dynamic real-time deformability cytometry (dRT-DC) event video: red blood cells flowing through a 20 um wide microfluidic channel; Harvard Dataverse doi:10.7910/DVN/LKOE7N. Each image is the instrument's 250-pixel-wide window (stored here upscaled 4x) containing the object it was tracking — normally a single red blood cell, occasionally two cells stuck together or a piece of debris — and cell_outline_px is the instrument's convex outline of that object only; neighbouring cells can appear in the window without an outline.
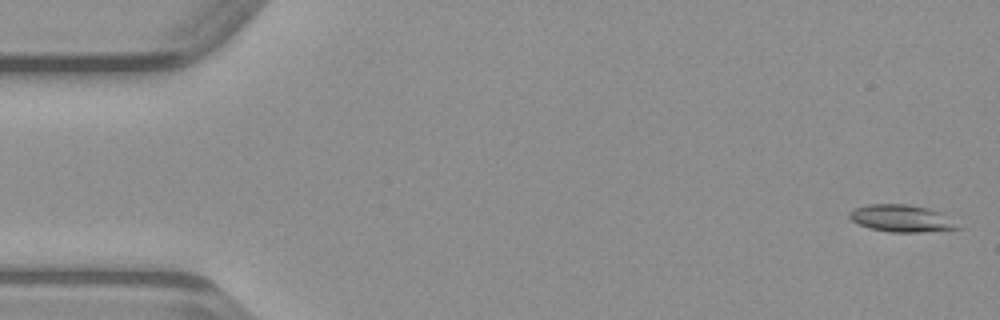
{"species": "common noctule bat (a hibernating species)", "species_latin": "Nyctalus noctula", "temperature_condition": "warm", "stored_images_in_passage": 48, "camera_frame_rate_fps": 3000, "um_per_image_px": 0.085, "animal": {"sex": "male", "body_mass_g": 23.1, "forearm_length_mm": 52.7}, "frame": {"image": 1, "passage_image": 1, "time_ms": 0.0, "image_size_px": [1000, 320], "cell_outline_px": [[964, 228], [920, 232], [892, 232], [868, 228], [852, 220], [848, 216], [848, 212], [856, 208], [868, 204], [908, 204], [928, 208], [944, 212]], "centroid_in_image_um": [76.69, 18.56], "position_along_channel_um": 8.3, "area_um2": 17.34}}
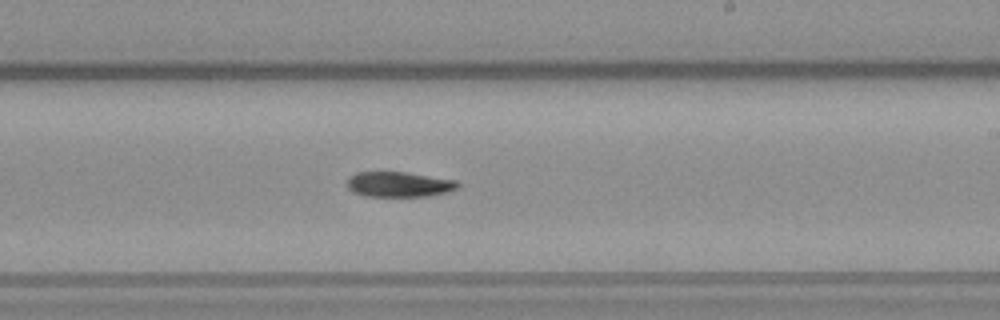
{"frame": {"image": 2, "passage_image": 28, "time_ms": 9.0, "image_size_px": [1000, 320], "cell_outline_px": [[460, 184], [456, 188], [448, 192], [428, 196], [364, 196], [352, 192], [348, 188], [348, 176], [356, 172], [404, 172], [456, 180]], "centroid_in_image_um": [33.88, 15.67], "position_along_channel_um": 255.1, "area_um2": 16.24}}
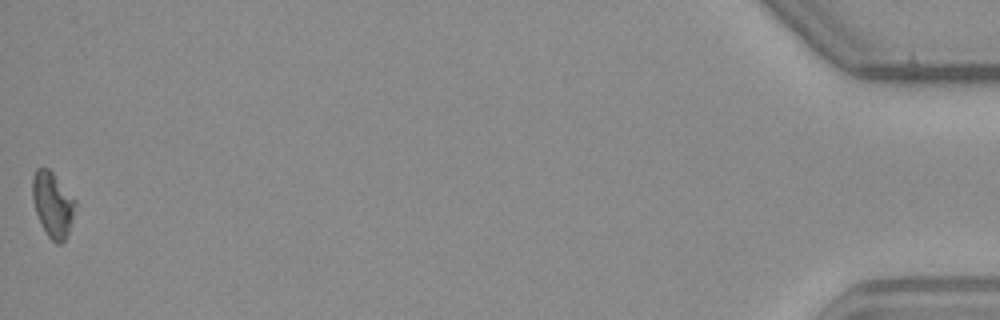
{"frame": {"image": 3, "passage_image": 48, "time_ms": 15.667, "image_size_px": [1000, 320], "cell_outline_px": [[76, 204], [72, 220], [68, 232], [64, 240], [60, 244], [56, 244], [48, 236], [36, 212], [32, 200], [32, 176], [36, 168], [48, 168], [52, 172], [76, 200]], "centroid_in_image_um": [4.47, 17.36], "position_along_channel_um": 430.7, "area_um2": 16.07}}